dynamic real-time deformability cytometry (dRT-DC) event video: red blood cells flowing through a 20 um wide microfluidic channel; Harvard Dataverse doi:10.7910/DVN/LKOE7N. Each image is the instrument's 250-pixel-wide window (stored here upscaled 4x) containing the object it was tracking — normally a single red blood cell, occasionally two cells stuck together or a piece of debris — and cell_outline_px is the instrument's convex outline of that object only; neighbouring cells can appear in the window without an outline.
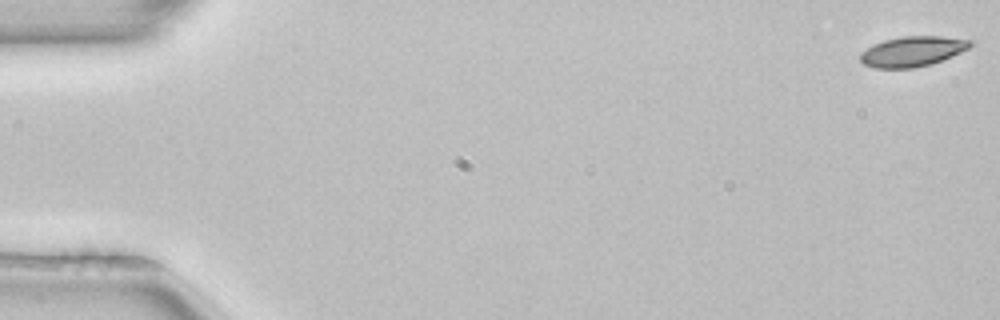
{"species": "common noctule bat (a hibernating species)", "species_latin": "Nyctalus noctula", "temperature_condition": "room temperature", "stored_images_in_passage": 52, "camera_frame_rate_fps": 3000, "um_per_image_px": 0.085, "animal": {"sex": "female", "body_mass_g": 22.7, "forearm_length_mm": 54.2}, "frame": {"image": 1, "passage_image": 1, "time_ms": 0.0, "image_size_px": [1000, 320], "cell_outline_px": [[972, 44], [968, 48], [952, 56], [928, 64], [912, 68], [876, 68], [864, 64], [860, 60], [860, 52], [872, 44], [884, 40], [904, 36], [940, 36], [972, 40]], "centroid_in_image_um": [77.51, 4.36], "position_along_channel_um": 7.5, "area_um2": 19.13}}
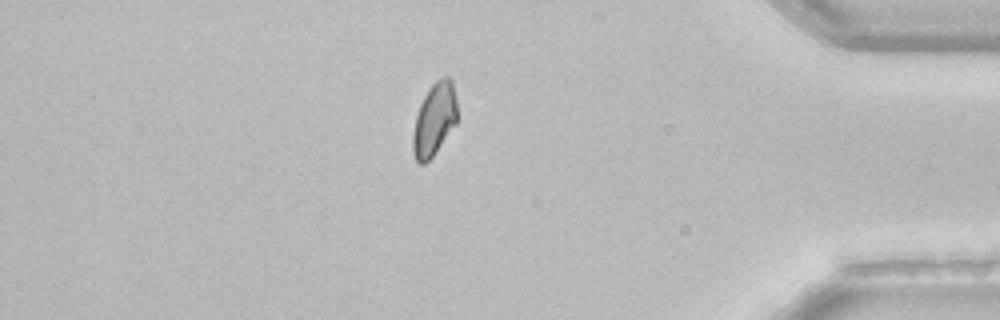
{"frame": {"image": 2, "passage_image": 45, "time_ms": 14.667, "image_size_px": [1000, 320], "cell_outline_px": [[456, 124], [432, 156], [424, 164], [420, 164], [416, 160], [412, 152], [412, 136], [416, 116], [420, 104], [428, 88], [436, 80], [444, 76], [448, 76], [452, 80], [456, 100]], "centroid_in_image_um": [36.9, 10.13], "position_along_channel_um": 398.3, "area_um2": 18.67}}
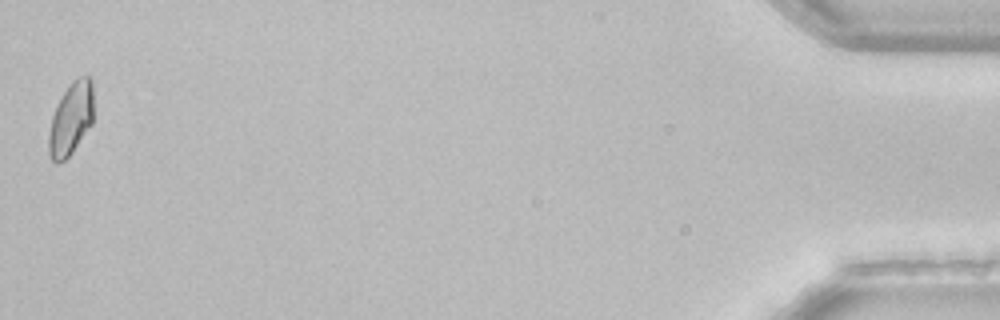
{"frame": {"image": 3, "passage_image": 52, "time_ms": 17.0, "image_size_px": [1000, 320], "cell_outline_px": [[92, 124], [72, 152], [64, 160], [56, 164], [52, 160], [48, 152], [48, 136], [52, 116], [56, 104], [72, 80], [80, 76], [92, 76]], "centroid_in_image_um": [6.02, 10.09], "position_along_channel_um": 429.2, "area_um2": 18.96}}